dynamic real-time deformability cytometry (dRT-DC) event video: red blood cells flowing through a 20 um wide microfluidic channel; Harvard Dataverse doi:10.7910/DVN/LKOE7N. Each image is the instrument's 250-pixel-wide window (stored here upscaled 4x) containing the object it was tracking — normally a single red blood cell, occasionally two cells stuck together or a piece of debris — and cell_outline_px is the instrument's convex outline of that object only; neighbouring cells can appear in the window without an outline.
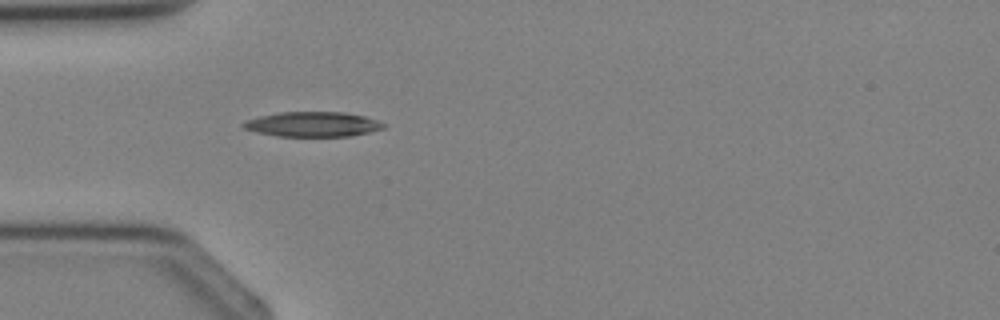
{"species": "Egyptian fruit bat (a non-hibernating species)", "species_latin": "Rousettus aegyptiacus", "temperature_condition": "cold", "stored_images_in_passage": 2, "camera_frame_rate_fps": 3000, "um_per_image_px": 0.085, "animal": {"sex": "female"}, "frame": {"image": 1, "passage_image": 2, "time_ms": 1.0, "image_size_px": [1000, 320], "cell_outline_px": [[388, 124], [384, 128], [352, 136], [276, 136], [256, 132], [244, 128], [240, 124], [244, 120], [260, 116], [280, 112], [344, 112], [364, 116]], "centroid_in_image_um": [26.57, 10.56], "position_along_channel_um": 58.4, "area_um2": 20.4}}